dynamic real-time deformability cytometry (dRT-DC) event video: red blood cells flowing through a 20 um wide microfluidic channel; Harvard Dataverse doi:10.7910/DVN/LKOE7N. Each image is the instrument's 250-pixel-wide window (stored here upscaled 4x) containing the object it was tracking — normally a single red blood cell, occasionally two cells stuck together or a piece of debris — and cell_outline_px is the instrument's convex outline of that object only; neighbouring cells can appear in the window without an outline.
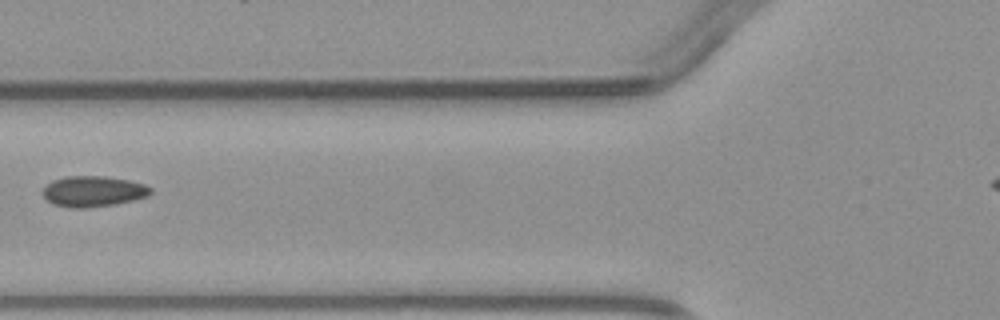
{"species": "common noctule bat (a hibernating species)", "species_latin": "Nyctalus noctula", "temperature_condition": "warm", "stored_images_in_passage": 3, "camera_frame_rate_fps": 3000, "um_per_image_px": 0.085, "animal": {"sex": "male", "body_mass_g": 23.1, "forearm_length_mm": 52.7}, "frame": {"image": 1, "passage_image": 3, "time_ms": 2.333, "image_size_px": [1000, 320], "cell_outline_px": [[152, 192], [148, 196], [116, 204], [88, 208], [68, 208], [52, 204], [40, 192], [52, 180], [64, 176], [104, 176], [128, 180], [144, 184], [152, 188]], "centroid_in_image_um": [7.9, 16.27], "position_along_channel_um": 117.9, "area_um2": 19.48}}